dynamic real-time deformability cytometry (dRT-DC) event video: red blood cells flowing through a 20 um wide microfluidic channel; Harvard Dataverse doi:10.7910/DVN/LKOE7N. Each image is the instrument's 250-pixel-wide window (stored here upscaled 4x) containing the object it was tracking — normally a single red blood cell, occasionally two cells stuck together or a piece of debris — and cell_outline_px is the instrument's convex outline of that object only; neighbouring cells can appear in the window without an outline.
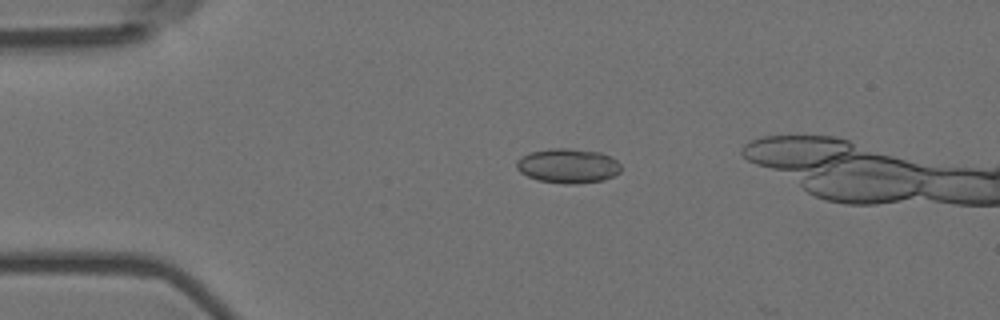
{"species": "Egyptian fruit bat (a non-hibernating species)", "species_latin": "Rousettus aegyptiacus", "temperature_condition": "room temperature", "stored_images_in_passage": 6, "camera_frame_rate_fps": 3000, "um_per_image_px": 0.085, "animal": {"sex": "female"}, "frame": {"image": 1, "passage_image": 4, "time_ms": 1.0, "image_size_px": [1000, 320], "cell_outline_px": [[620, 172], [604, 180], [572, 184], [564, 184], [536, 180], [520, 172], [516, 168], [516, 160], [520, 156], [528, 152], [548, 148], [568, 148], [600, 152], [612, 156], [620, 164]], "centroid_in_image_um": [48.24, 14.08], "position_along_channel_um": 36.8, "area_um2": 21.33}}